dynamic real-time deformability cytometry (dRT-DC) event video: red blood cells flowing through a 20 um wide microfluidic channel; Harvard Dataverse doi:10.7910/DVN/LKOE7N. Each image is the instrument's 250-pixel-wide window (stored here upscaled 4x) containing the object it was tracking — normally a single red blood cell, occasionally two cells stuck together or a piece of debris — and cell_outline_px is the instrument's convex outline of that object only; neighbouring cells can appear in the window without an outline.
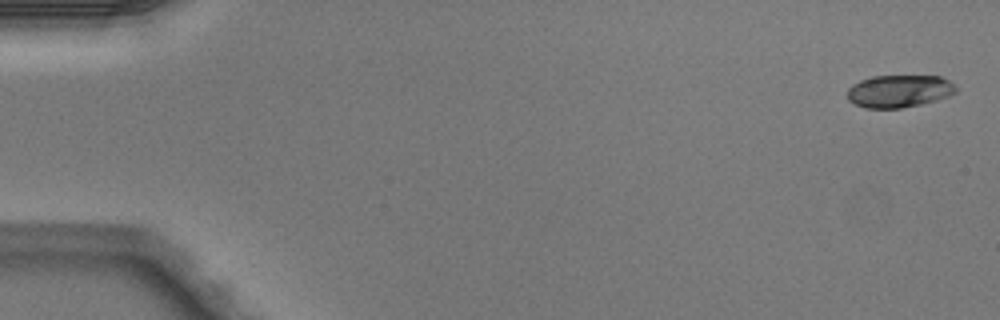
{"species": "Egyptian fruit bat (a non-hibernating species)", "species_latin": "Rousettus aegyptiacus", "temperature_condition": "warm", "stored_images_in_passage": 6, "segment_of_instrument_passage": [1, 2], "camera_frame_rate_fps": 3000, "um_per_image_px": 0.085, "animal": {"sex": "male"}, "frame": {"image": 1, "passage_image": 1, "time_ms": 0.0, "image_size_px": [1000, 320], "cell_outline_px": [[956, 92], [948, 96], [936, 100], [920, 104], [900, 108], [864, 108], [848, 100], [848, 88], [852, 84], [860, 80], [872, 76], [940, 76], [948, 80], [956, 88]], "centroid_in_image_um": [76.4, 7.74], "position_along_channel_um": 8.6, "area_um2": 20.46}}
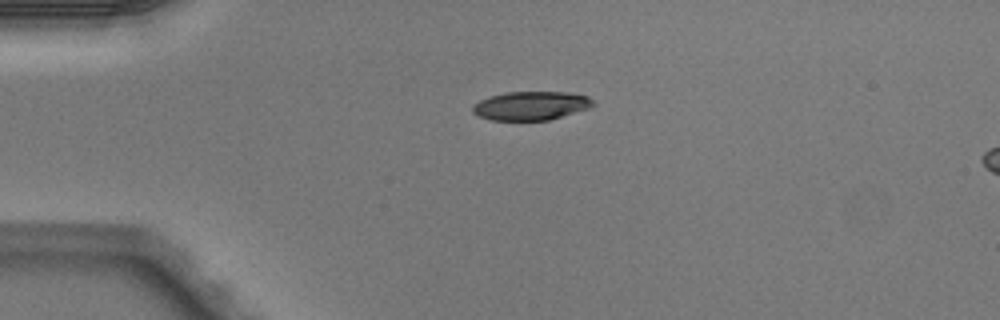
{"frame": {"image": 2, "passage_image": 4, "time_ms": 1.0, "image_size_px": [1000, 320], "cell_outline_px": [[596, 104], [588, 108], [548, 120], [492, 120], [480, 116], [472, 112], [472, 104], [480, 100], [492, 96], [508, 92], [568, 92], [588, 96]], "centroid_in_image_um": [45.13, 8.98], "position_along_channel_um": 39.9, "area_um2": 19.94}}